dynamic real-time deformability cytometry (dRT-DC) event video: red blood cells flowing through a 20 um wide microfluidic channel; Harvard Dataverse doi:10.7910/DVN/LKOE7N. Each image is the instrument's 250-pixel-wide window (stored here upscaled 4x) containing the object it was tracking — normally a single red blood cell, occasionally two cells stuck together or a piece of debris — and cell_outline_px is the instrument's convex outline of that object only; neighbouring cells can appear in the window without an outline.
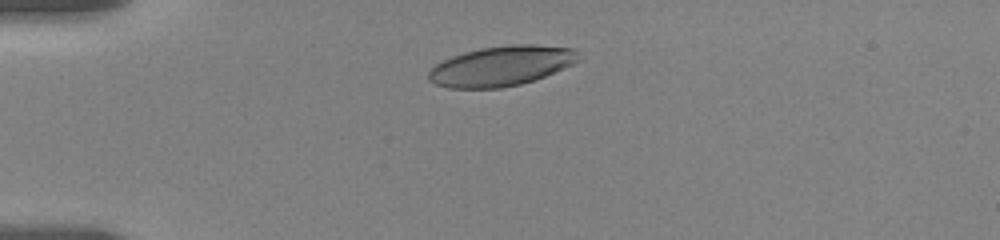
{"species": "human", "species_latin": "Homo sapiens", "temperature_condition": "room temperature", "stored_images_in_passage": 7, "camera_frame_rate_fps": 3000, "um_per_image_px": 0.085, "donor": {"sex": "female"}, "frame": {"image": 1, "passage_image": 3, "time_ms": 2.0, "image_size_px": [1000, 240], "cell_outline_px": [[580, 60], [572, 64], [544, 76], [520, 84], [500, 88], [448, 88], [436, 84], [428, 80], [428, 72], [436, 64], [452, 56], [464, 52], [480, 48], [512, 44], [532, 44], [572, 48], [576, 52]], "centroid_in_image_um": [42.58, 5.6], "position_along_channel_um": 42.4, "area_um2": 34.62}}
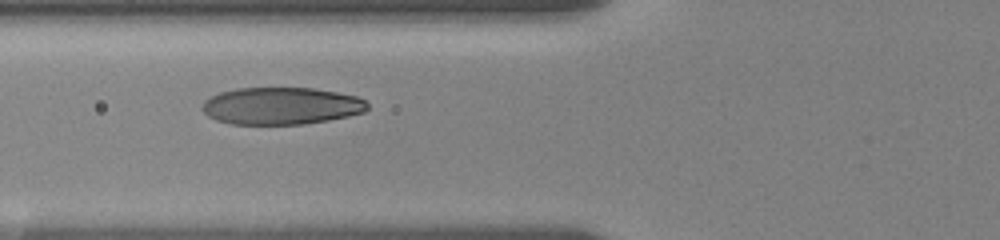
{"frame": {"image": 2, "passage_image": 6, "time_ms": 4.667, "image_size_px": [1000, 240], "cell_outline_px": [[368, 108], [364, 112], [348, 116], [328, 120], [304, 124], [232, 124], [216, 120], [208, 116], [200, 108], [204, 100], [208, 96], [220, 92], [236, 88], [312, 88], [336, 92], [356, 96], [364, 100], [368, 104]], "centroid_in_image_um": [23.86, 9.0], "position_along_channel_um": 101.9, "area_um2": 35.95}}
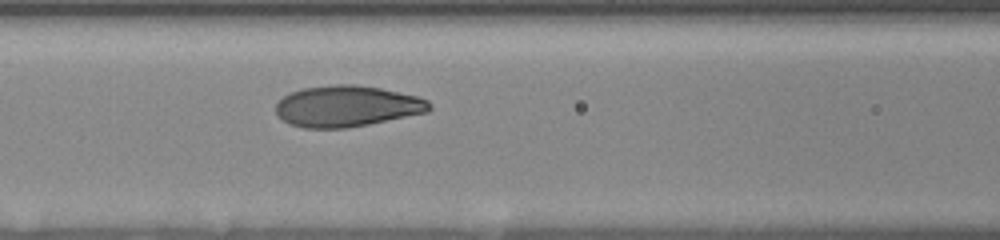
{"frame": {"image": 3, "passage_image": 7, "time_ms": 5.667, "image_size_px": [1000, 240], "cell_outline_px": [[432, 108], [428, 112], [348, 128], [304, 128], [288, 124], [276, 112], [276, 104], [284, 96], [292, 92], [304, 88], [336, 84], [356, 84], [380, 88], [416, 96], [428, 100], [432, 104]], "centroid_in_image_um": [29.5, 9.03], "position_along_channel_um": 137.1, "area_um2": 36.7}}